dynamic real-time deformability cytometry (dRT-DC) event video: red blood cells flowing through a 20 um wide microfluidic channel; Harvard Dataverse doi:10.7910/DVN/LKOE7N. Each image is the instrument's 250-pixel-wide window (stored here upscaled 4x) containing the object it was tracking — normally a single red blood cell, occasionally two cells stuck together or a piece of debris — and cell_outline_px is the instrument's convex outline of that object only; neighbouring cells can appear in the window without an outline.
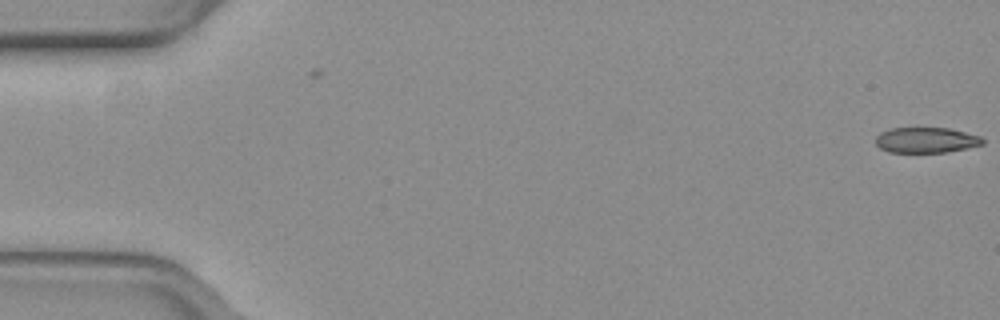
{"species": "common noctule bat (a hibernating species)", "species_latin": "Nyctalus noctula", "temperature_condition": "warm", "stored_images_in_passage": 4, "camera_frame_rate_fps": 3000, "um_per_image_px": 0.085, "animal": {"sex": "female", "body_mass_g": 19.3, "forearm_length_mm": 54.1}, "frame": {"image": 1, "passage_image": 4, "time_ms": 1.0, "image_size_px": [1000, 320], "cell_outline_px": [[984, 144], [944, 152], [888, 152], [880, 148], [876, 144], [876, 136], [880, 132], [888, 128], [948, 128], [980, 136], [984, 140]], "centroid_in_image_um": [78.68, 11.9], "position_along_channel_um": 6.3, "area_um2": 15.78}}